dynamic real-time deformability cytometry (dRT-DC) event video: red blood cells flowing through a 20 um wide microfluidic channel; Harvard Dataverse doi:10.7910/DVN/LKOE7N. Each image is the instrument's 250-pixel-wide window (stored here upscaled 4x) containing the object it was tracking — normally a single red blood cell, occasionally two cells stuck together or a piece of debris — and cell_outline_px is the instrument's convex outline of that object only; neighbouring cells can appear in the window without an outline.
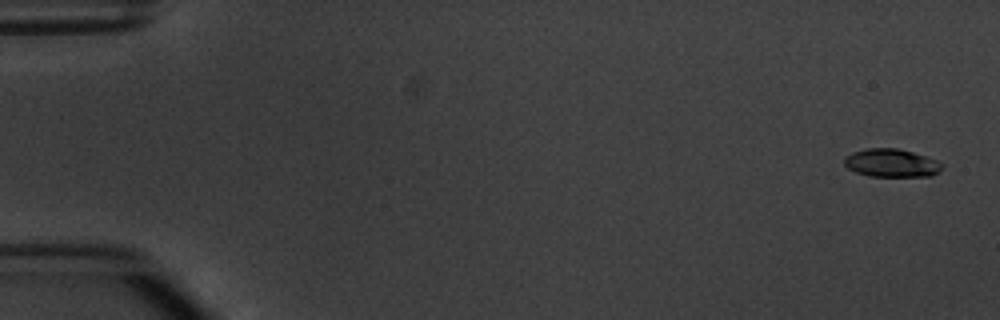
{"species": "common noctule bat (a hibernating species)", "species_latin": "Nyctalus noctula", "temperature_condition": "warm", "stored_images_in_passage": 6, "camera_frame_rate_fps": 3000, "um_per_image_px": 0.085, "animal": {"sex": "male", "body_mass_g": 20.1, "forearm_length_mm": 53.5}, "frame": {"image": 1, "passage_image": 1, "time_ms": 0.0, "image_size_px": [1000, 320], "cell_outline_px": [[944, 164], [932, 176], [868, 176], [856, 172], [848, 168], [844, 164], [844, 156], [852, 152], [868, 148], [896, 148], [912, 152], [940, 160]], "centroid_in_image_um": [75.76, 13.85], "position_along_channel_um": 9.2, "area_um2": 16.07}}
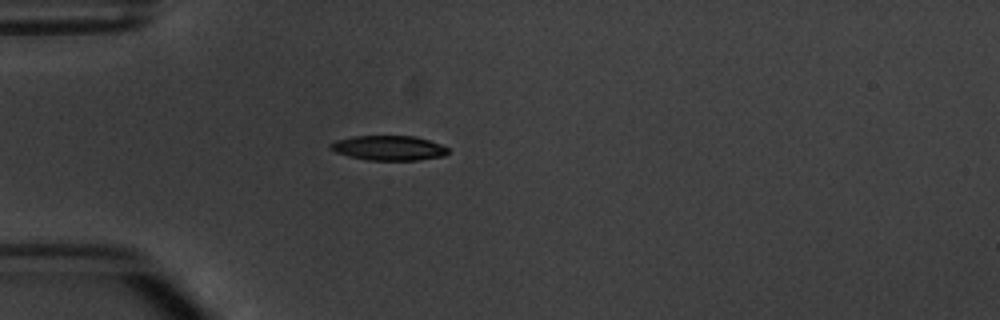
{"frame": {"image": 2, "passage_image": 5, "time_ms": 4.667, "image_size_px": [1000, 320], "cell_outline_px": [[448, 152], [444, 156], [416, 160], [368, 160], [348, 156], [336, 152], [328, 148], [328, 144], [336, 140], [352, 136], [416, 136], [440, 144], [448, 148]], "centroid_in_image_um": [33.0, 12.57], "position_along_channel_um": 52.0, "area_um2": 16.99}}